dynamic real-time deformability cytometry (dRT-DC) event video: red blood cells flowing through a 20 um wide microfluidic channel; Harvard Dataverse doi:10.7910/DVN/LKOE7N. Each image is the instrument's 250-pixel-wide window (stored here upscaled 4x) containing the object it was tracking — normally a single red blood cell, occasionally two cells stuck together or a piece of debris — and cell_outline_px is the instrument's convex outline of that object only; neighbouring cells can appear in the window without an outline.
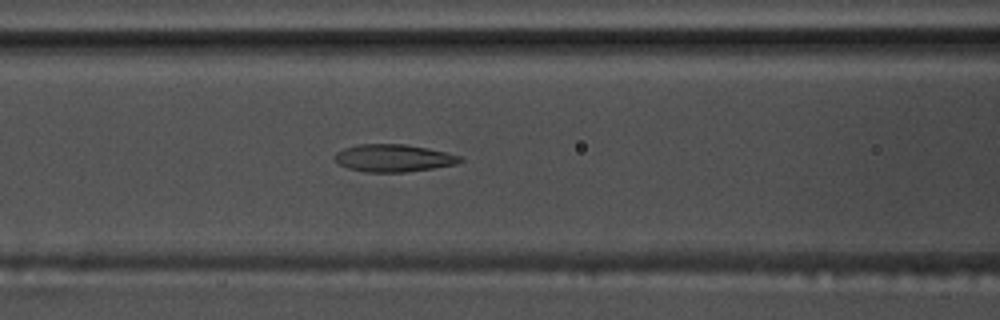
{"species": "common noctule bat (a hibernating species)", "species_latin": "Nyctalus noctula", "temperature_condition": "warm", "stored_images_in_passage": 39, "camera_frame_rate_fps": 3000, "um_per_image_px": 0.085, "animal": {"sex": "male", "body_mass_g": 17.5, "forearm_length_mm": 52.3}, "frame": {"image": 1, "passage_image": 7, "time_ms": 2.0, "image_size_px": [1000, 320], "cell_outline_px": [[464, 160], [456, 164], [432, 168], [404, 172], [368, 172], [348, 168], [340, 164], [332, 156], [336, 152], [344, 148], [360, 144], [404, 144], [428, 148], [460, 156]], "centroid_in_image_um": [33.43, 13.43], "position_along_channel_um": 133.2, "area_um2": 19.88}}
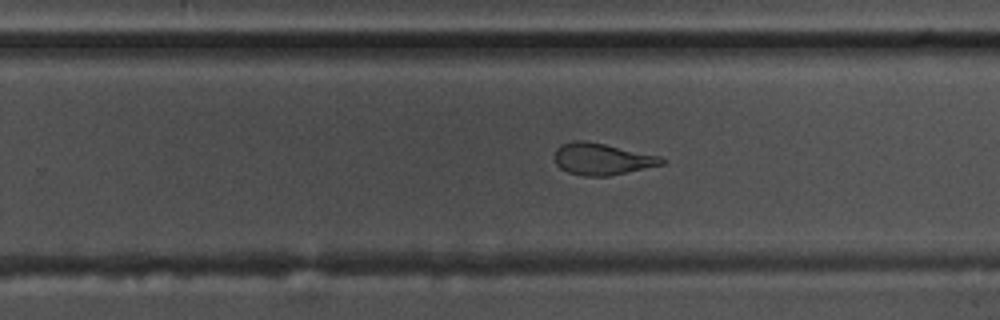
{"frame": {"image": 2, "passage_image": 19, "time_ms": 6.0, "image_size_px": [1000, 320], "cell_outline_px": [[668, 160], [664, 164], [608, 176], [584, 176], [568, 172], [560, 168], [556, 164], [552, 156], [556, 148], [560, 144], [572, 140], [584, 140], [604, 144], [660, 156]], "centroid_in_image_um": [51.12, 13.51], "position_along_channel_um": 278.7, "area_um2": 19.94}}
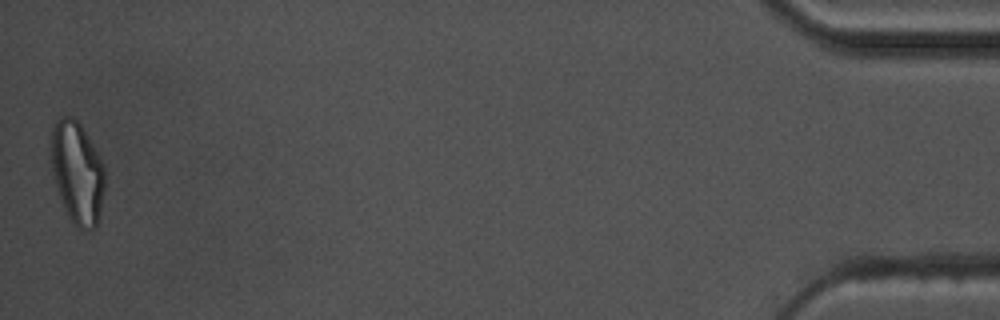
{"frame": {"image": 3, "passage_image": 39, "time_ms": 12.667, "image_size_px": [1000, 320], "cell_outline_px": [[104, 188], [100, 212], [96, 224], [92, 228], [84, 232], [80, 232], [72, 224], [64, 208], [56, 184], [52, 168], [48, 144], [48, 136], [52, 124], [60, 116], [72, 116], [80, 124], [104, 164]], "centroid_in_image_um": [6.52, 14.64], "position_along_channel_um": 428.7, "area_um2": 32.54}, "authors_computed_cell_mechanics": {"area_um2": 20.808, "velocity_mm_per_s": 3.6435, "shape_relaxation_time_tau1_ms": null, "shape_relaxation_time_tau2_ms": 2.0013, "deformation_change_tau1": null, "deformation_change_tau2": 0.1025}}